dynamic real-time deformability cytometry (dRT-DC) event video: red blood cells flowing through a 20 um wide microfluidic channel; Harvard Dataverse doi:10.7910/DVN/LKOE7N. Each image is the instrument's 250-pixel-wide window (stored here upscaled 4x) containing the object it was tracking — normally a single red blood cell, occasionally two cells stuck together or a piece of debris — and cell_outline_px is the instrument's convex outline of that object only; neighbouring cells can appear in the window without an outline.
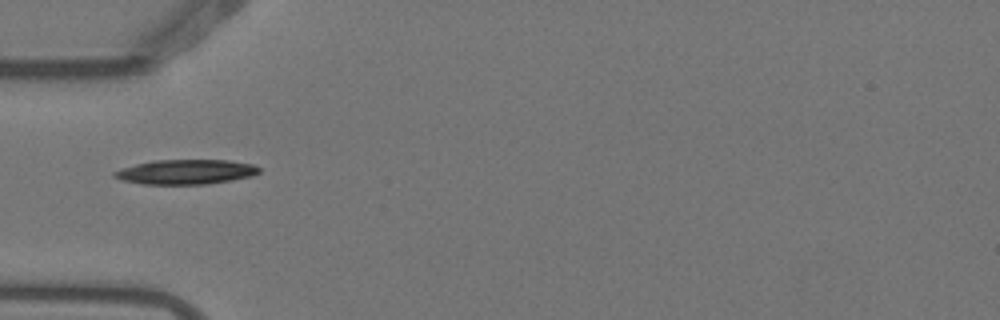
{"species": "Egyptian fruit bat (a non-hibernating species)", "species_latin": "Rousettus aegyptiacus", "temperature_condition": "warm", "stored_images_in_passage": 1, "camera_frame_rate_fps": 3000, "um_per_image_px": 0.085, "animal": {"sex": "female"}, "frame": {"image": 1, "passage_image": 1, "time_ms": 0.0, "image_size_px": [1000, 320], "cell_outline_px": [[260, 172], [252, 176], [232, 180], [204, 184], [144, 184], [124, 180], [112, 176], [112, 172], [120, 168], [136, 164], [156, 160], [228, 160], [252, 164], [260, 168]], "centroid_in_image_um": [15.79, 14.6], "position_along_channel_um": 69.2, "area_um2": 20.75}}